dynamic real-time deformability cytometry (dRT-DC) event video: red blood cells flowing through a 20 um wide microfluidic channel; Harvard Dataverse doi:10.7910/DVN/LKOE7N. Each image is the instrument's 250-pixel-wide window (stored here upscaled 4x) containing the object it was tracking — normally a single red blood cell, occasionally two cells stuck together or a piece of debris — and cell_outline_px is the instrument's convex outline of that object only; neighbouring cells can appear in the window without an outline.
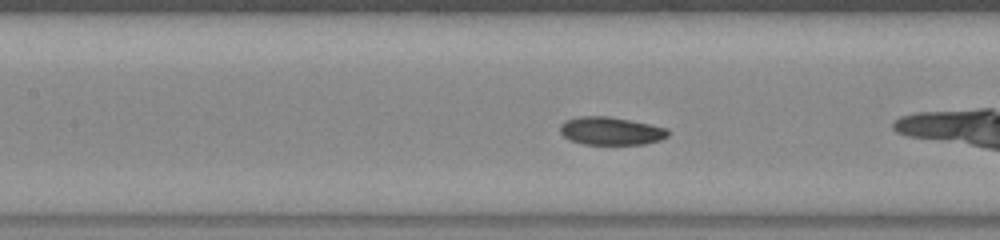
{"species": "common noctule bat (a hibernating species)", "species_latin": "Nyctalus noctula", "temperature_condition": "warm", "stored_images_in_passage": 33, "camera_frame_rate_fps": 3000, "um_per_image_px": 0.085, "animal": {"sex": "female", "body_mass_g": 23.0, "forearm_length_mm": 53.4}, "frame": {"image": 1, "passage_image": 10, "time_ms": 3.0, "image_size_px": [1000, 240], "cell_outline_px": [[668, 136], [660, 140], [644, 144], [584, 144], [568, 140], [560, 132], [560, 124], [564, 120], [580, 116], [608, 116], [668, 128]], "centroid_in_image_um": [51.88, 11.13], "position_along_channel_um": 155.5, "area_um2": 17.57}, "authors_computed_cell_mechanics": {"area_um2": 17.918, "velocity_mm_per_s": 3.9158, "shape_relaxation_time_tau1_ms": 2.3118, "shape_relaxation_time_tau2_ms": 1.9257, "deformation_change_tau1": 0.0642, "deformation_change_tau2": 0.0612}}